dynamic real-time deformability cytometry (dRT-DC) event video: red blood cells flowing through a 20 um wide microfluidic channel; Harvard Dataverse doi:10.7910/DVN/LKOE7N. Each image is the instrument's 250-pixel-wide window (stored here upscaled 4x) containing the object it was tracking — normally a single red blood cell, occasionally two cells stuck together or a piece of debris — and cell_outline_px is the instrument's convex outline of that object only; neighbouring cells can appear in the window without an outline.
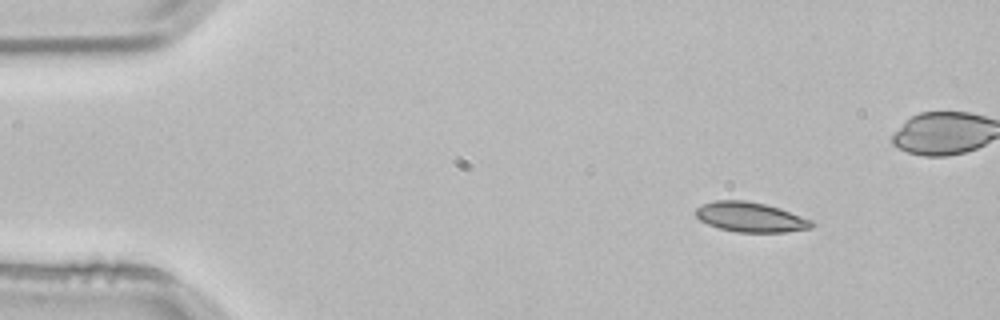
{"species": "common noctule bat (a hibernating species)", "species_latin": "Nyctalus noctula", "temperature_condition": "room temperature", "stored_images_in_passage": 3, "camera_frame_rate_fps": 3000, "um_per_image_px": 0.085, "animal": {"sex": "male", "body_mass_g": 21.5, "forearm_length_mm": 52.0}, "frame": {"image": 1, "passage_image": 1, "time_ms": 0.0, "image_size_px": [1000, 320], "cell_outline_px": [[816, 224], [812, 228], [784, 232], [736, 232], [720, 228], [708, 224], [700, 220], [696, 216], [696, 208], [704, 204], [716, 200], [744, 200], [764, 204], [780, 208], [812, 220]], "centroid_in_image_um": [63.82, 18.46], "position_along_channel_um": 21.2, "area_um2": 20.06}}